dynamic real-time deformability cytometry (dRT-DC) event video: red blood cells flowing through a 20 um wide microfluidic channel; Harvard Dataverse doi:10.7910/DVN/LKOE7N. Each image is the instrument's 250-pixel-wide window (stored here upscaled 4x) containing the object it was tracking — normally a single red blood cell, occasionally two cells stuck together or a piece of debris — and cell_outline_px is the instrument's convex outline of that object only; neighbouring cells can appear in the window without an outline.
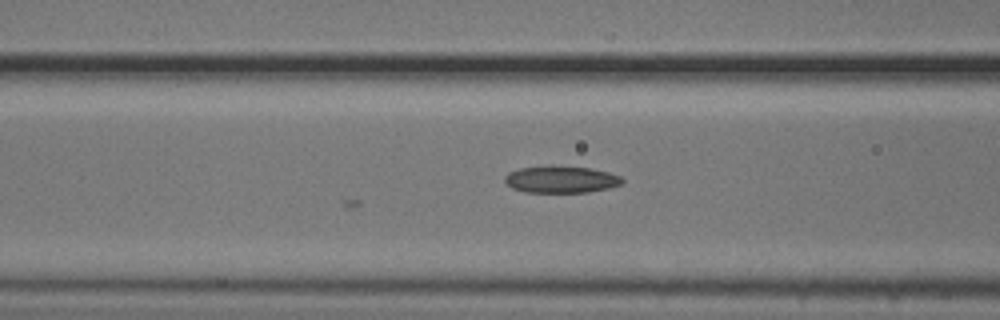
{"species": "common noctule bat (a hibernating species)", "species_latin": "Nyctalus noctula", "temperature_condition": "cold", "stored_images_in_passage": 5, "camera_frame_rate_fps": 3000, "um_per_image_px": 0.085, "animal": {"sex": "male", "body_mass_g": 20.5, "forearm_length_mm": 52.5}, "frame": {"image": 1, "passage_image": 5, "time_ms": 1.333, "image_size_px": [1000, 320], "cell_outline_px": [[624, 180], [620, 184], [608, 188], [588, 192], [524, 192], [512, 188], [504, 180], [504, 176], [508, 172], [520, 168], [548, 164], [592, 168], [608, 172], [620, 176]], "centroid_in_image_um": [47.65, 15.23], "position_along_channel_um": 118.9, "area_um2": 18.73}}